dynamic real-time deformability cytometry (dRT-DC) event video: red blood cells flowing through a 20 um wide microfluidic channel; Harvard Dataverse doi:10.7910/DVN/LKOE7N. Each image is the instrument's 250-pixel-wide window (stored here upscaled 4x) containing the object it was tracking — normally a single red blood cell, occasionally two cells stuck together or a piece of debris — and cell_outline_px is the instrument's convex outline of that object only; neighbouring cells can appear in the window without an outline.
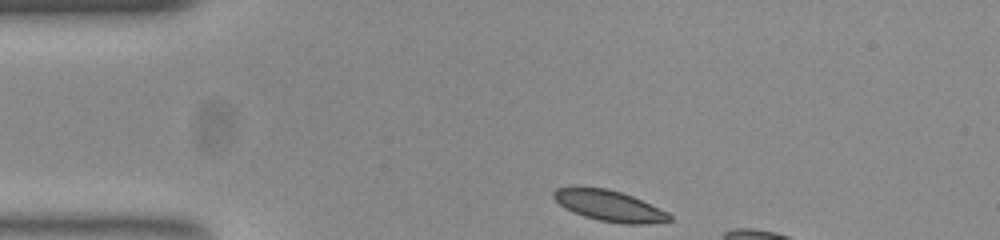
{"species": "common noctule bat (a hibernating species)", "species_latin": "Nyctalus noctula", "temperature_condition": "room temperature", "stored_images_in_passage": 7, "camera_frame_rate_fps": 3000, "um_per_image_px": 0.085, "animal": {"sex": "female", "body_mass_g": 23.0, "forearm_length_mm": 53.4}, "frame": {"image": 1, "passage_image": 1, "time_ms": 0.0, "image_size_px": [1000, 240], "cell_outline_px": [[672, 220], [644, 224], [624, 224], [600, 220], [584, 216], [572, 212], [564, 208], [552, 196], [552, 192], [556, 188], [604, 188], [620, 192], [632, 196], [668, 212], [672, 216]], "centroid_in_image_um": [51.8, 17.51], "position_along_channel_um": 33.2, "area_um2": 20.46}}